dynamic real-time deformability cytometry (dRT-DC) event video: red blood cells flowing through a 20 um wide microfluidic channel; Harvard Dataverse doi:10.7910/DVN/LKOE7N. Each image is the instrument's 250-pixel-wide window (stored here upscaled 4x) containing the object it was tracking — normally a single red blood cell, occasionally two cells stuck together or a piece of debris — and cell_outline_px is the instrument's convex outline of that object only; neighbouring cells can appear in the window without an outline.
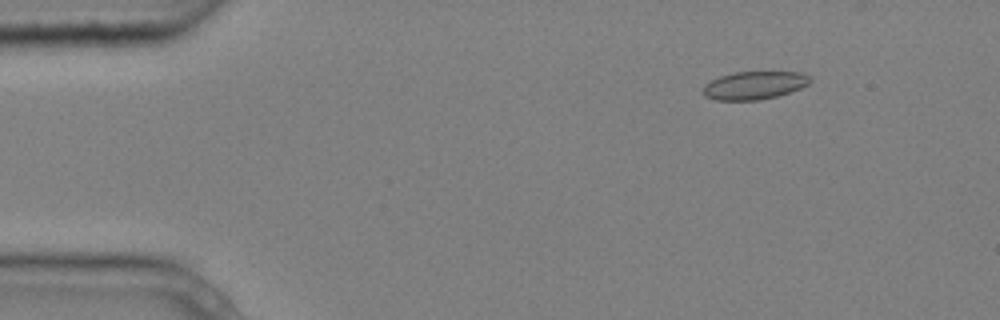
{"species": "common noctule bat (a hibernating species)", "species_latin": "Nyctalus noctula", "temperature_condition": "cold", "stored_images_in_passage": 8, "camera_frame_rate_fps": 3000, "um_per_image_px": 0.085, "animal": {"sex": "male", "body_mass_g": 20.4}, "frame": {"image": 1, "passage_image": 1, "time_ms": 0.0, "image_size_px": [1000, 320], "cell_outline_px": [[812, 80], [808, 84], [800, 88], [776, 96], [760, 100], [716, 100], [704, 96], [704, 84], [720, 76], [736, 72], [800, 72], [808, 76]], "centroid_in_image_um": [64.1, 7.25], "position_along_channel_um": 20.9, "area_um2": 17.28}}
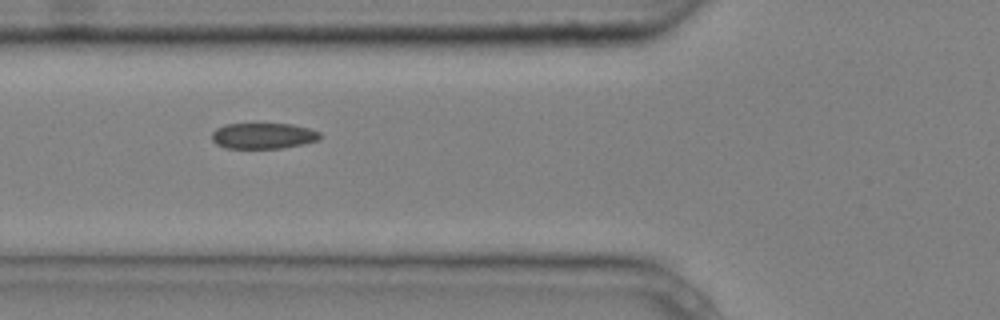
{"frame": {"image": 2, "passage_image": 4, "time_ms": 1.0, "image_size_px": [1000, 320], "cell_outline_px": [[324, 136], [320, 140], [304, 144], [284, 148], [224, 148], [216, 144], [212, 140], [212, 132], [216, 128], [224, 124], [292, 124], [308, 128], [320, 132]], "centroid_in_image_um": [22.4, 11.55], "position_along_channel_um": 103.4, "area_um2": 16.53}}
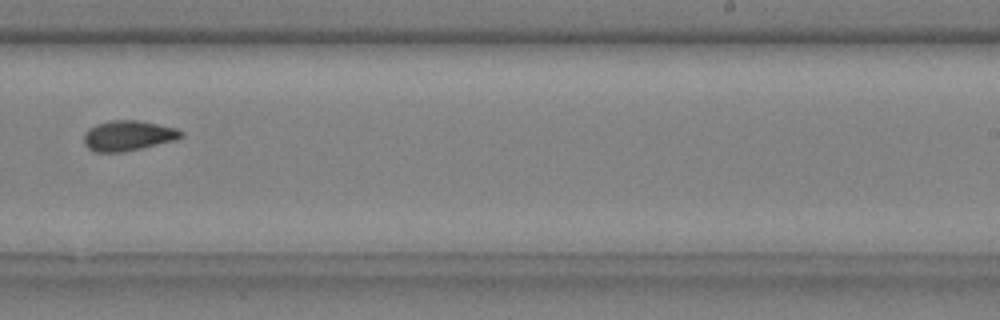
{"frame": {"image": 3, "passage_image": 8, "time_ms": 2.333, "image_size_px": [1000, 320], "cell_outline_px": [[184, 136], [176, 140], [124, 152], [96, 152], [88, 148], [84, 144], [84, 136], [88, 128], [96, 124], [112, 120], [136, 120], [176, 128], [184, 132]], "centroid_in_image_um": [10.89, 11.53], "position_along_channel_um": 278.1, "area_um2": 17.11}}